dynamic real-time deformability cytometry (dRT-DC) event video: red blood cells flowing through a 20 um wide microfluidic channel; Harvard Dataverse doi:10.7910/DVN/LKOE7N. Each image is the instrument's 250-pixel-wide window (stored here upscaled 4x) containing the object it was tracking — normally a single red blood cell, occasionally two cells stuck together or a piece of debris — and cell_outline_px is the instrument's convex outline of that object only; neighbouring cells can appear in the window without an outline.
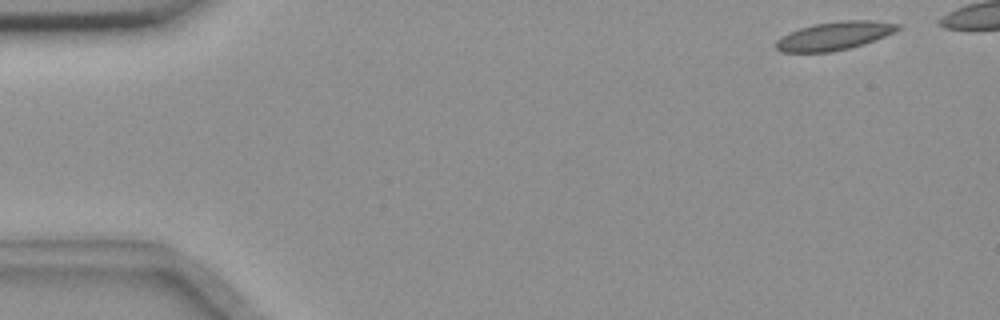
{"species": "common noctule bat (a hibernating species)", "species_latin": "Nyctalus noctula", "temperature_condition": "room temperature", "stored_images_in_passage": 47, "camera_frame_rate_fps": 3000, "um_per_image_px": 0.085, "animal": {"sex": "female", "body_mass_g": 18.4}, "frame": {"image": 1, "passage_image": 2, "time_ms": 0.333, "image_size_px": [1000, 320], "cell_outline_px": [[904, 28], [896, 32], [864, 44], [832, 52], [780, 52], [776, 48], [776, 40], [800, 28], [812, 24], [840, 20], [872, 20], [904, 24]], "centroid_in_image_um": [71.02, 3.03], "position_along_channel_um": 14.0, "area_um2": 20.29}}
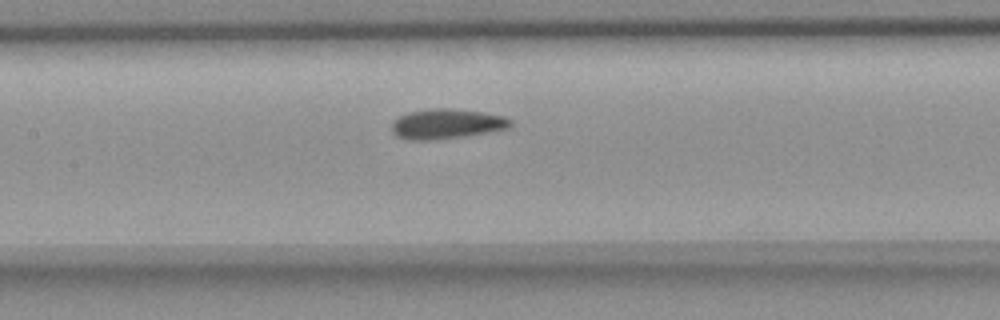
{"frame": {"image": 2, "passage_image": 24, "time_ms": 7.667, "image_size_px": [1000, 320], "cell_outline_px": [[512, 124], [508, 128], [488, 132], [464, 136], [432, 140], [408, 140], [396, 136], [392, 132], [392, 120], [408, 112], [428, 108], [452, 108], [484, 112], [504, 116], [512, 120]], "centroid_in_image_um": [37.94, 10.52], "position_along_channel_um": 169.5, "area_um2": 20.92}}
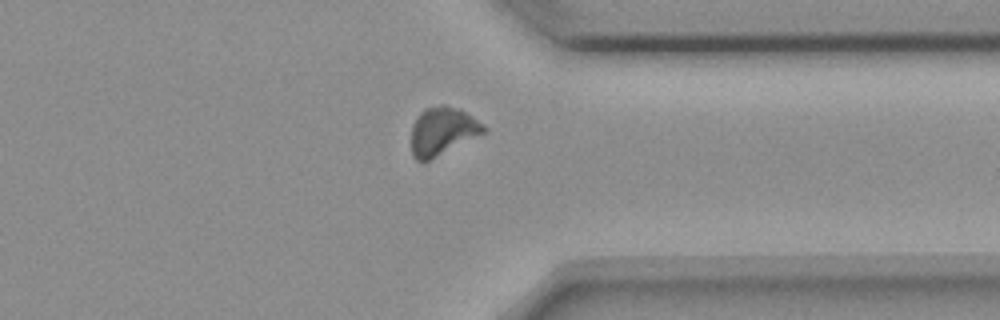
{"frame": {"image": 3, "passage_image": 41, "time_ms": 13.333, "image_size_px": [1000, 320], "cell_outline_px": [[488, 128], [484, 132], [424, 164], [416, 160], [412, 156], [412, 124], [416, 116], [424, 108], [440, 104], [444, 104], [460, 108], [484, 124]], "centroid_in_image_um": [37.58, 11.15], "position_along_channel_um": 373.8, "area_um2": 20.63}}